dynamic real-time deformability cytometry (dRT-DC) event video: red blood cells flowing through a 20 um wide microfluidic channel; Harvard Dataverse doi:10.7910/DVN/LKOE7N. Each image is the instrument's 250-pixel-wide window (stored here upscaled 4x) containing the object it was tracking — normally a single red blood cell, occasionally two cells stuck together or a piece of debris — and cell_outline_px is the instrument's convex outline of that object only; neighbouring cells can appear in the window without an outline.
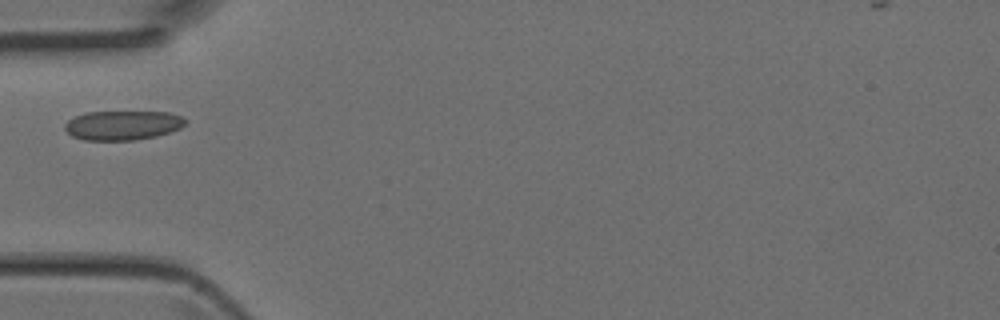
{"species": "Egyptian fruit bat (a non-hibernating species)", "species_latin": "Rousettus aegyptiacus", "temperature_condition": "room temperature", "stored_images_in_passage": 1, "camera_frame_rate_fps": 3000, "um_per_image_px": 0.085, "animal": {"sex": "female"}, "frame": {"image": 1, "passage_image": 1, "time_ms": 0.0, "image_size_px": [1000, 320], "cell_outline_px": [[188, 120], [180, 128], [156, 136], [132, 140], [84, 140], [72, 136], [64, 128], [64, 124], [68, 120], [84, 112], [168, 112], [184, 116]], "centroid_in_image_um": [10.43, 10.64], "position_along_channel_um": 74.6, "area_um2": 20.63}}